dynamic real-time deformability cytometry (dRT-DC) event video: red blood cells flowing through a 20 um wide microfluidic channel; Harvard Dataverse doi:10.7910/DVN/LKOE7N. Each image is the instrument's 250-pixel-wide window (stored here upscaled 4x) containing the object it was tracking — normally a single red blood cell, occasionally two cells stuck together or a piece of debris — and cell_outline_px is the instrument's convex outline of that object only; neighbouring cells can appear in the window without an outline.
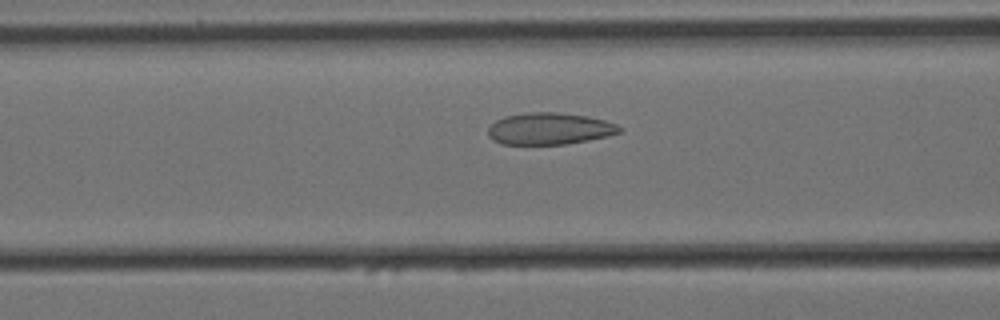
{"species": "Egyptian fruit bat (a non-hibernating species)", "species_latin": "Rousettus aegyptiacus", "temperature_condition": "cold", "stored_images_in_passage": 42, "camera_frame_rate_fps": 3000, "um_per_image_px": 0.085, "animal": {"sex": "female"}, "frame": {"image": 1, "passage_image": 16, "time_ms": 5.0, "image_size_px": [1000, 320], "cell_outline_px": [[620, 132], [608, 136], [588, 140], [564, 144], [500, 144], [492, 140], [488, 136], [488, 128], [496, 120], [504, 116], [528, 112], [560, 112], [588, 116], [604, 120], [616, 124], [620, 128]], "centroid_in_image_um": [46.67, 10.93], "position_along_channel_um": 119.9, "area_um2": 24.39}}
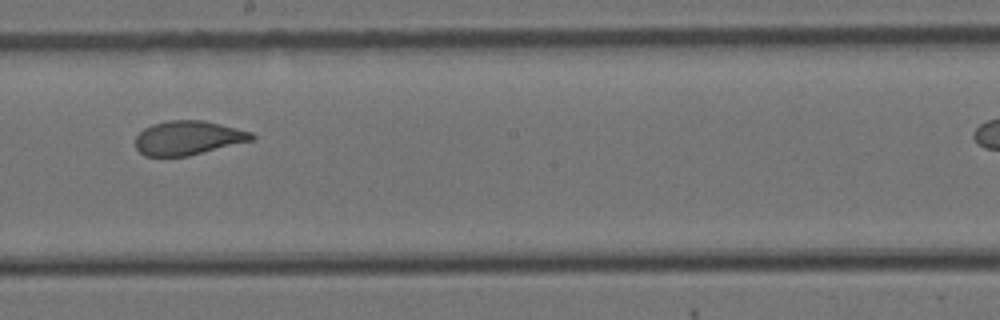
{"frame": {"image": 2, "passage_image": 26, "time_ms": 8.333, "image_size_px": [1000, 320], "cell_outline_px": [[256, 136], [252, 140], [188, 156], [144, 156], [136, 148], [136, 136], [144, 128], [152, 124], [168, 120], [204, 120], [252, 132]], "centroid_in_image_um": [15.97, 11.71], "position_along_channel_um": 232.2, "area_um2": 23.0}}
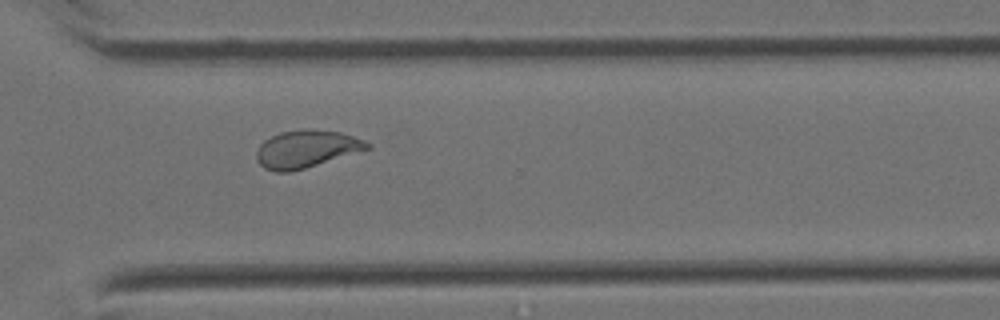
{"frame": {"image": 3, "passage_image": 36, "time_ms": 11.667, "image_size_px": [1000, 320], "cell_outline_px": [[372, 148], [304, 168], [288, 172], [276, 172], [264, 168], [256, 160], [256, 152], [260, 144], [264, 140], [280, 132], [340, 132], [364, 140], [372, 144]], "centroid_in_image_um": [26.02, 12.71], "position_along_channel_um": 344.6, "area_um2": 23.29}}